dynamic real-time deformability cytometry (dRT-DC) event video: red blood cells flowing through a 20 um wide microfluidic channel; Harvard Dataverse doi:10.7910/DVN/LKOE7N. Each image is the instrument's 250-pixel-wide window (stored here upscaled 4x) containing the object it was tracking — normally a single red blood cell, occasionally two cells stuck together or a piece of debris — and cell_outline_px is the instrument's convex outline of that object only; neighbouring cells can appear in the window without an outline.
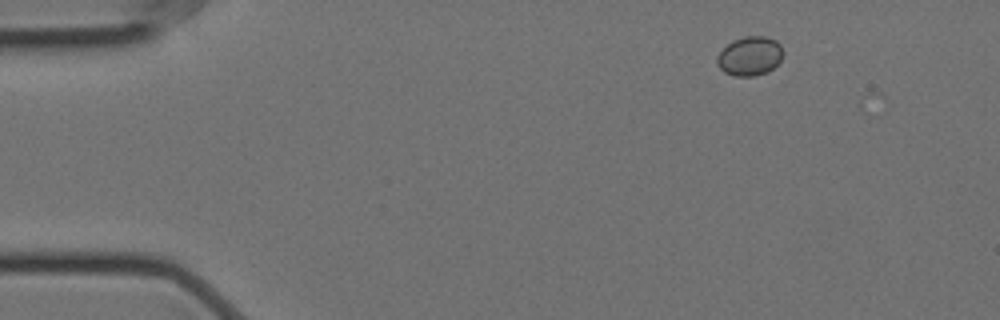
{"species": "Egyptian fruit bat (a non-hibernating species)", "species_latin": "Rousettus aegyptiacus", "temperature_condition": "cold", "stored_images_in_passage": 5, "camera_frame_rate_fps": 3000, "um_per_image_px": 0.085, "animal": {"sex": "female"}, "frame": {"image": 1, "passage_image": 2, "time_ms": 0.333, "image_size_px": [1000, 320], "cell_outline_px": [[780, 60], [768, 72], [752, 76], [736, 76], [724, 72], [716, 64], [716, 56], [732, 40], [744, 36], [768, 36], [776, 40], [780, 44]], "centroid_in_image_um": [63.69, 4.76], "position_along_channel_um": 21.3, "area_um2": 14.91}}